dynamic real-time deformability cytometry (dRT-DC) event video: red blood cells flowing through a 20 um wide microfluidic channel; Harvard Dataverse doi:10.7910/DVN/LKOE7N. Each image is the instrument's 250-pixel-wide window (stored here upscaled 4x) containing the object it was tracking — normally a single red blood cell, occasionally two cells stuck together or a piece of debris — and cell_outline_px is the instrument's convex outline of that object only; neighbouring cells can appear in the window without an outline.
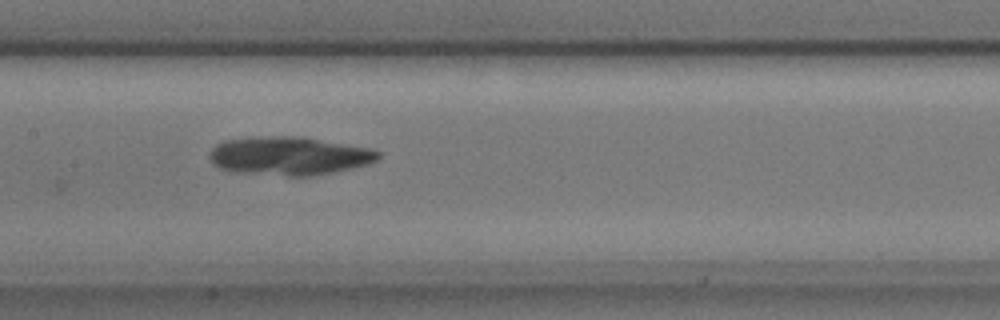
{"species": "common noctule bat (a hibernating species)", "species_latin": "Nyctalus noctula", "temperature_condition": "cold", "stored_images_in_passage": 9, "camera_frame_rate_fps": 3000, "um_per_image_px": 0.085, "animal": {"sex": "male", "body_mass_g": 17.9, "forearm_length_mm": 54.2}, "frame": {"image": 1, "passage_image": 6, "time_ms": 1.667, "image_size_px": [1000, 320], "cell_outline_px": [[380, 156], [372, 164], [332, 172], [308, 176], [288, 176], [244, 172], [220, 168], [212, 164], [208, 156], [208, 152], [216, 144], [224, 140], [272, 136], [300, 136], [372, 148], [380, 152]], "centroid_in_image_um": [24.61, 13.24], "position_along_channel_um": 182.8, "area_um2": 37.74}}
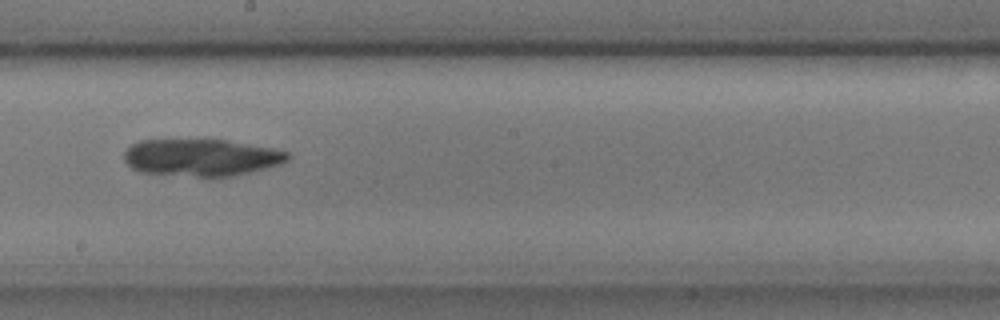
{"frame": {"image": 2, "passage_image": 7, "time_ms": 2.0, "image_size_px": [1000, 320], "cell_outline_px": [[292, 156], [288, 160], [280, 164], [232, 176], [196, 176], [140, 172], [132, 168], [124, 160], [124, 152], [132, 144], [140, 140], [224, 140], [272, 148], [288, 152]], "centroid_in_image_um": [17.1, 13.38], "position_along_channel_um": 231.1, "area_um2": 34.91}}